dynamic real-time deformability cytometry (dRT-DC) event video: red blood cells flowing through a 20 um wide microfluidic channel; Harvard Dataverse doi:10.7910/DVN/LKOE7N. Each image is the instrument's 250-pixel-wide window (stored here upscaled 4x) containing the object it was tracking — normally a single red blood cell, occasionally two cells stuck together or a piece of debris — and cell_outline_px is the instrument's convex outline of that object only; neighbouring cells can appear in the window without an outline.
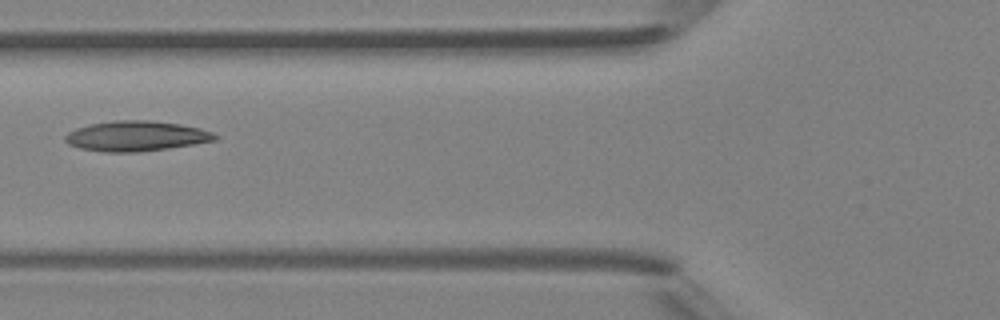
{"species": "Egyptian fruit bat (a non-hibernating species)", "species_latin": "Rousettus aegyptiacus", "temperature_condition": "room temperature", "stored_images_in_passage": 2, "camera_frame_rate_fps": 3000, "um_per_image_px": 0.085, "animal": {"sex": "female"}, "frame": {"image": 1, "passage_image": 2, "time_ms": 2.0, "image_size_px": [1000, 320], "cell_outline_px": [[220, 136], [216, 140], [168, 148], [140, 152], [104, 152], [80, 148], [68, 144], [64, 140], [64, 136], [68, 132], [76, 128], [92, 124], [116, 120], [152, 120], [180, 124], [200, 128], [212, 132]], "centroid_in_image_um": [11.57, 11.56], "position_along_channel_um": 114.2, "area_um2": 26.36}}